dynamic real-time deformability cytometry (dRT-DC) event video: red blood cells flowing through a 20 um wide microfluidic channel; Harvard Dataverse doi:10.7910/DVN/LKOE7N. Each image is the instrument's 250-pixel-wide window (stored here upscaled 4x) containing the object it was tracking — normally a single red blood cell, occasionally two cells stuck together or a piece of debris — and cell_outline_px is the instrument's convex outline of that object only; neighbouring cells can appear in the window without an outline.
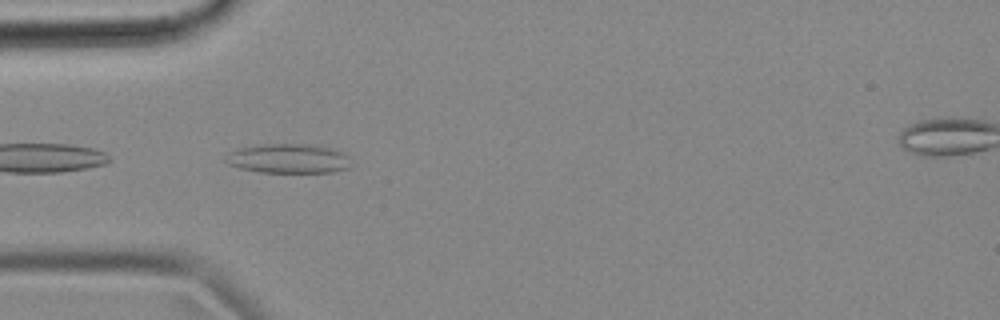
{"species": "common noctule bat (a hibernating species)", "species_latin": "Nyctalus noctula", "temperature_condition": "cold", "stored_images_in_passage": 39, "camera_frame_rate_fps": 3000, "um_per_image_px": 0.085, "animal": {"sex": "female", "body_mass_g": 18.4}, "frame": {"image": 1, "passage_image": 1, "time_ms": 0.0, "image_size_px": [1000, 320], "cell_outline_px": [[352, 164], [348, 168], [332, 172], [260, 172], [240, 168], [228, 164], [224, 160], [228, 152], [240, 148], [260, 144], [304, 144], [332, 148], [344, 152], [348, 156]], "centroid_in_image_um": [24.52, 13.47], "position_along_channel_um": 60.5, "area_um2": 21.56}}
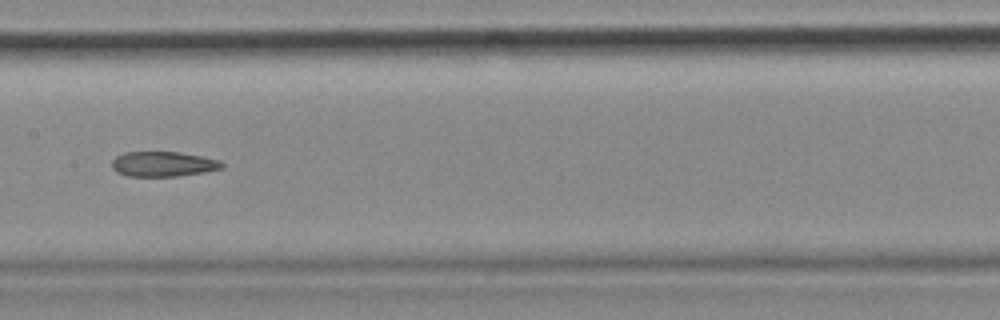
{"frame": {"image": 2, "passage_image": 12, "time_ms": 3.667, "image_size_px": [1000, 320], "cell_outline_px": [[224, 168], [204, 172], [180, 176], [128, 176], [116, 172], [112, 168], [112, 160], [116, 156], [124, 152], [180, 152], [220, 160], [224, 164]], "centroid_in_image_um": [13.87, 13.94], "position_along_channel_um": 193.5, "area_um2": 16.13}, "authors_computed_cell_mechanics": {"area_um2": 17.051, "velocity_mm_per_s": 3.6789, "shape_relaxation_time_tau1_ms": null, "shape_relaxation_time_tau2_ms": 7.5896, "deformation_change_tau1": null, "deformation_change_tau2": 0.1855}}